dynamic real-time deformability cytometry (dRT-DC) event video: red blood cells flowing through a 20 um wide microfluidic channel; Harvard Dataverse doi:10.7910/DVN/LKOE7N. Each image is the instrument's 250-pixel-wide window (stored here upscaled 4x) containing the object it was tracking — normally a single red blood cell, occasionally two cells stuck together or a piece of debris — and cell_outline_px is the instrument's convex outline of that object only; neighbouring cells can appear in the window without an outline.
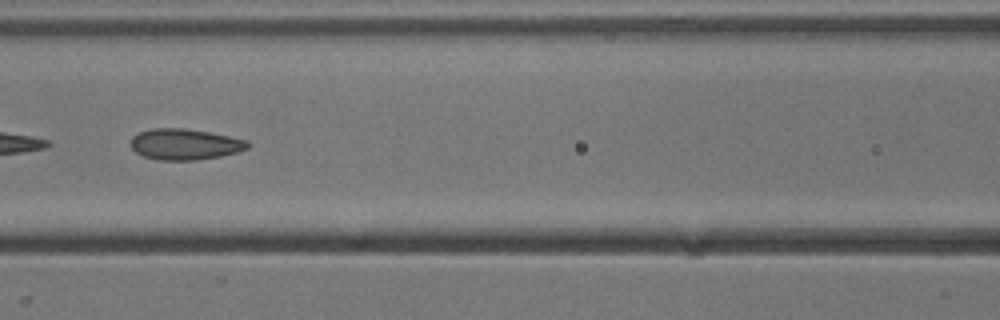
{"species": "common noctule bat (a hibernating species)", "species_latin": "Nyctalus noctula", "temperature_condition": "cold", "stored_images_in_passage": 26, "camera_frame_rate_fps": 3000, "um_per_image_px": 0.085, "animal": {"sex": "male", "body_mass_g": 13.3}, "frame": {"image": 1, "passage_image": 19, "time_ms": 6.0, "image_size_px": [1000, 320], "cell_outline_px": [[248, 148], [236, 152], [220, 156], [196, 160], [156, 160], [144, 156], [136, 152], [132, 148], [132, 136], [140, 132], [152, 128], [184, 128], [208, 132], [248, 140]], "centroid_in_image_um": [15.7, 12.26], "position_along_channel_um": 150.9, "area_um2": 20.92}}